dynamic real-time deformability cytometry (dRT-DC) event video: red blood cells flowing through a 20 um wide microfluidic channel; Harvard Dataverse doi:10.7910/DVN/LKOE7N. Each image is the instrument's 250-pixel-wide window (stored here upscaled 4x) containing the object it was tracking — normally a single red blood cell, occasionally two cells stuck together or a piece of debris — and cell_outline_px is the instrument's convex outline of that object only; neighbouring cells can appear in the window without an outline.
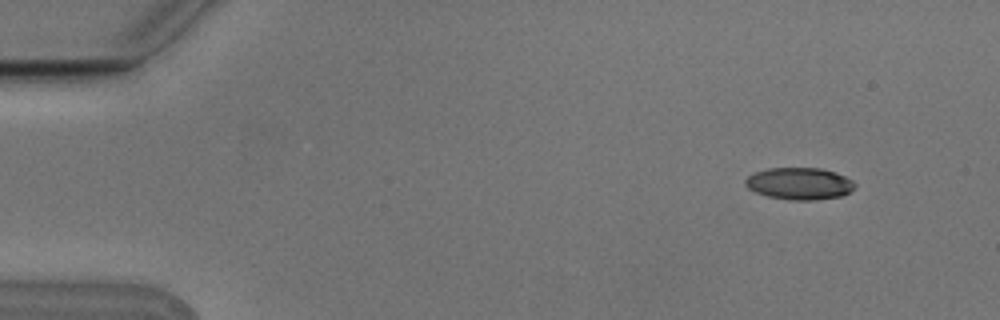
{"species": "Egyptian fruit bat (a non-hibernating species)", "species_latin": "Rousettus aegyptiacus", "temperature_condition": "cold", "stored_images_in_passage": 3, "camera_frame_rate_fps": 3000, "um_per_image_px": 0.085, "animal": {"sex": "male"}, "frame": {"image": 1, "passage_image": 1, "time_ms": 0.0, "image_size_px": [1000, 320], "cell_outline_px": [[856, 188], [840, 196], [812, 200], [788, 200], [768, 196], [756, 192], [748, 188], [744, 184], [744, 180], [748, 176], [756, 172], [768, 168], [820, 168], [836, 172], [852, 180], [856, 184]], "centroid_in_image_um": [67.95, 15.6], "position_along_channel_um": 17.1, "area_um2": 20.4}}